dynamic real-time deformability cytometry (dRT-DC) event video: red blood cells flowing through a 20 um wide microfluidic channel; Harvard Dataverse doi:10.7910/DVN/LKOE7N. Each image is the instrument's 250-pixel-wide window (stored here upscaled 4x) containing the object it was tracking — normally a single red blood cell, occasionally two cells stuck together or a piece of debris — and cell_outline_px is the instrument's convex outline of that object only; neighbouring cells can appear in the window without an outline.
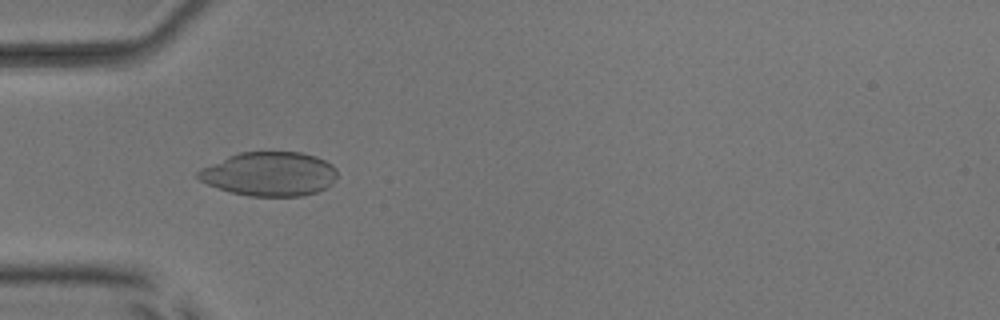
{"species": "common noctule bat (a hibernating species)", "species_latin": "Nyctalus noctula", "temperature_condition": "room temperature", "stored_images_in_passage": 53, "camera_frame_rate_fps": 3000, "um_per_image_px": 0.085, "animal": {"sex": "male", "body_mass_g": 17.9, "forearm_length_mm": 54.2}, "frame": {"image": 1, "passage_image": 17, "time_ms": 5.333, "image_size_px": [1000, 320], "cell_outline_px": [[336, 176], [332, 184], [328, 188], [316, 192], [300, 196], [248, 196], [232, 192], [208, 184], [200, 180], [196, 176], [196, 172], [200, 168], [228, 156], [240, 152], [300, 152], [316, 156], [332, 164], [336, 168]], "centroid_in_image_um": [22.92, 14.78], "position_along_channel_um": 62.1, "area_um2": 35.78}}
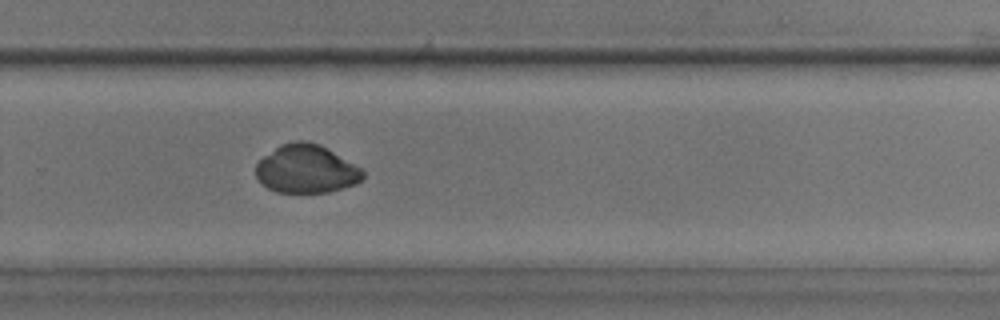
{"frame": {"image": 2, "passage_image": 36, "time_ms": 11.667, "image_size_px": [1000, 320], "cell_outline_px": [[364, 176], [360, 180], [352, 184], [328, 192], [276, 192], [260, 184], [256, 180], [256, 164], [264, 156], [280, 144], [296, 140], [304, 140], [320, 144], [364, 168]], "centroid_in_image_um": [26.02, 14.35], "position_along_channel_um": 303.8, "area_um2": 30.29}}
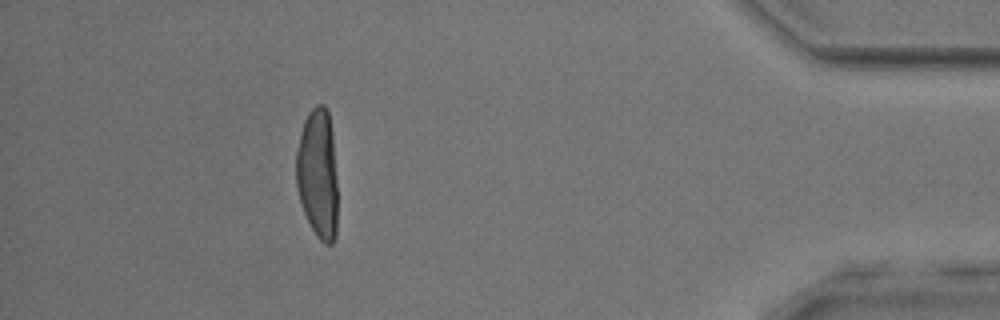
{"frame": {"image": 3, "passage_image": 48, "time_ms": 15.667, "image_size_px": [1000, 320], "cell_outline_px": [[336, 236], [332, 244], [324, 244], [316, 236], [304, 212], [296, 188], [296, 152], [300, 132], [304, 120], [308, 112], [316, 104], [324, 104], [328, 112], [332, 132], [336, 176]], "centroid_in_image_um": [27.0, 14.75], "position_along_channel_um": 408.2, "area_um2": 31.44}}